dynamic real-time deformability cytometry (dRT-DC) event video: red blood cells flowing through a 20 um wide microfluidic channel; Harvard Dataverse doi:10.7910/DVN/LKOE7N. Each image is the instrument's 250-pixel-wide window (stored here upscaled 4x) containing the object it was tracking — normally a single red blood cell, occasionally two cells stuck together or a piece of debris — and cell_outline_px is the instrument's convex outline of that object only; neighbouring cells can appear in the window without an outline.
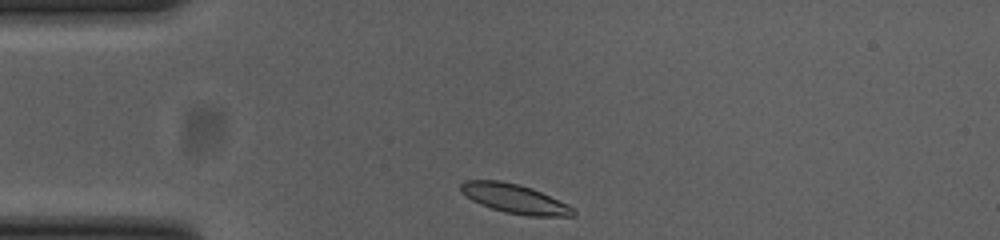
{"species": "common noctule bat (a hibernating species)", "species_latin": "Nyctalus noctula", "temperature_condition": "cold", "stored_images_in_passage": 33, "camera_frame_rate_fps": 3000, "um_per_image_px": 0.085, "animal": {"sex": "female", "body_mass_g": 23.0, "forearm_length_mm": 53.4}, "frame": {"image": 1, "passage_image": 1, "time_ms": 0.0, "image_size_px": [1000, 240], "cell_outline_px": [[576, 216], [528, 216], [504, 212], [480, 204], [472, 200], [460, 192], [460, 184], [464, 180], [500, 180], [520, 184], [532, 188], [568, 204], [576, 212]], "centroid_in_image_um": [43.73, 16.88], "position_along_channel_um": 41.3, "area_um2": 19.25}}
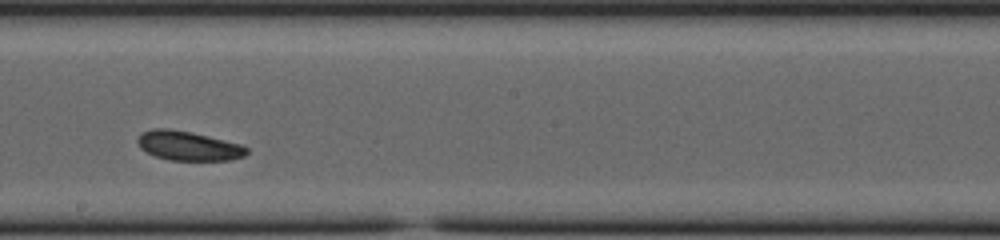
{"frame": {"image": 2, "passage_image": 19, "time_ms": 6.0, "image_size_px": [1000, 240], "cell_outline_px": [[248, 152], [244, 156], [232, 160], [168, 160], [156, 156], [140, 148], [136, 140], [144, 132], [152, 128], [168, 128], [192, 132], [240, 144], [248, 148]], "centroid_in_image_um": [16.01, 12.39], "position_along_channel_um": 232.2, "area_um2": 18.55}}
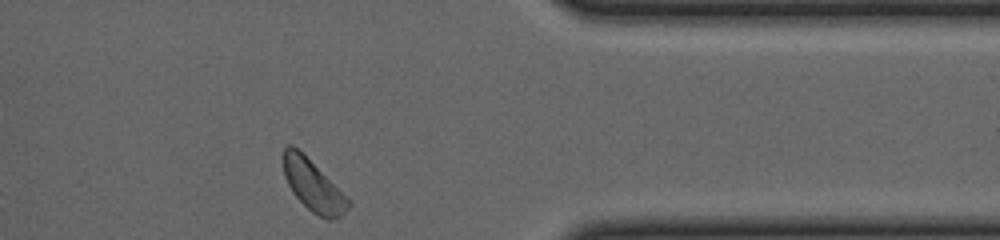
{"frame": {"image": 3, "passage_image": 33, "time_ms": 10.667, "image_size_px": [1000, 240], "cell_outline_px": [[352, 204], [336, 220], [328, 220], [312, 212], [292, 192], [284, 176], [280, 156], [284, 148], [288, 144], [292, 144], [352, 200]], "centroid_in_image_um": [26.6, 15.76], "position_along_channel_um": 384.8, "area_um2": 19.48}, "authors_computed_cell_mechanics": {"area_um2": 19.1318, "velocity_mm_per_s": 3.6157, "shape_relaxation_time_tau1_ms": 1.9583, "shape_relaxation_time_tau2_ms": 6.1087, "deformation_change_tau1": 0.0517, "deformation_change_tau2": 0.1241}}